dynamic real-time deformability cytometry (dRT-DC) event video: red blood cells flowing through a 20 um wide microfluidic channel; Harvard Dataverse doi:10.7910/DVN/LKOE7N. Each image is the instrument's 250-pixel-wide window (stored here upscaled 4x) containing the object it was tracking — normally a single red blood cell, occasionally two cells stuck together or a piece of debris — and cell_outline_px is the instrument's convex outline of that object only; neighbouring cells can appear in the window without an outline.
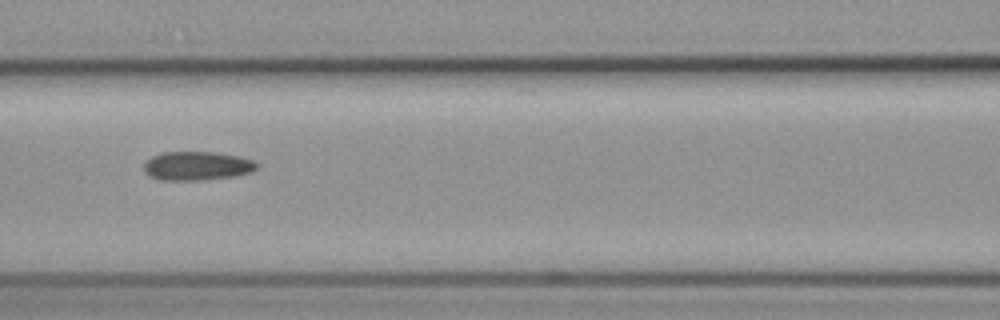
{"species": "common noctule bat (a hibernating species)", "species_latin": "Nyctalus noctula", "temperature_condition": "cold", "stored_images_in_passage": 8, "camera_frame_rate_fps": 3000, "um_per_image_px": 0.085, "animal": {"sex": "female", "body_mass_g": 19.3, "forearm_length_mm": 54.1}, "frame": {"image": 1, "passage_image": 5, "time_ms": 4.667, "image_size_px": [1000, 320], "cell_outline_px": [[260, 164], [252, 172], [236, 176], [204, 180], [160, 180], [144, 172], [144, 164], [152, 156], [164, 152], [212, 152], [236, 156], [252, 160]], "centroid_in_image_um": [16.76, 14.11], "position_along_channel_um": 149.8, "area_um2": 18.9}}
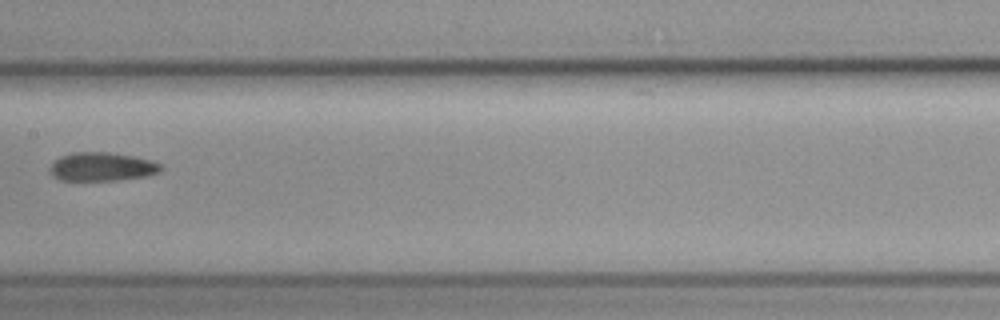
{"frame": {"image": 2, "passage_image": 6, "time_ms": 6.0, "image_size_px": [1000, 320], "cell_outline_px": [[164, 168], [160, 172], [144, 176], [116, 180], [64, 180], [48, 172], [48, 168], [52, 160], [60, 156], [72, 152], [108, 152], [132, 156], [152, 160], [160, 164]], "centroid_in_image_um": [8.63, 14.16], "position_along_channel_um": 198.8, "area_um2": 18.55}}
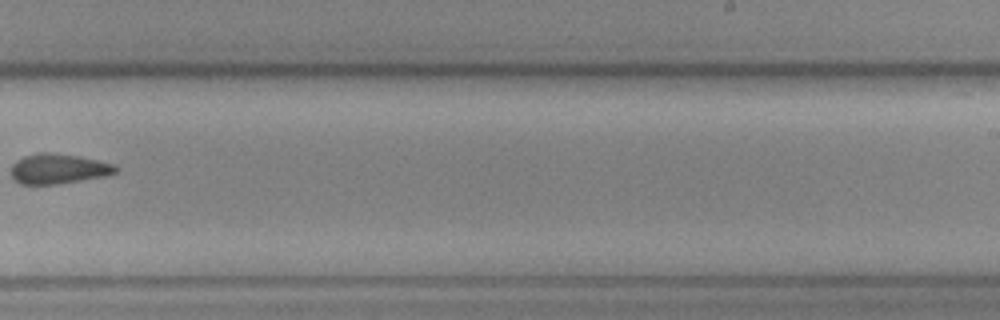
{"frame": {"image": 3, "passage_image": 8, "time_ms": 8.333, "image_size_px": [1000, 320], "cell_outline_px": [[120, 168], [116, 172], [104, 176], [56, 184], [20, 184], [12, 176], [12, 164], [16, 160], [24, 156], [40, 152], [48, 152], [76, 156], [116, 164]], "centroid_in_image_um": [4.97, 14.34], "position_along_channel_um": 284.0, "area_um2": 18.09}}